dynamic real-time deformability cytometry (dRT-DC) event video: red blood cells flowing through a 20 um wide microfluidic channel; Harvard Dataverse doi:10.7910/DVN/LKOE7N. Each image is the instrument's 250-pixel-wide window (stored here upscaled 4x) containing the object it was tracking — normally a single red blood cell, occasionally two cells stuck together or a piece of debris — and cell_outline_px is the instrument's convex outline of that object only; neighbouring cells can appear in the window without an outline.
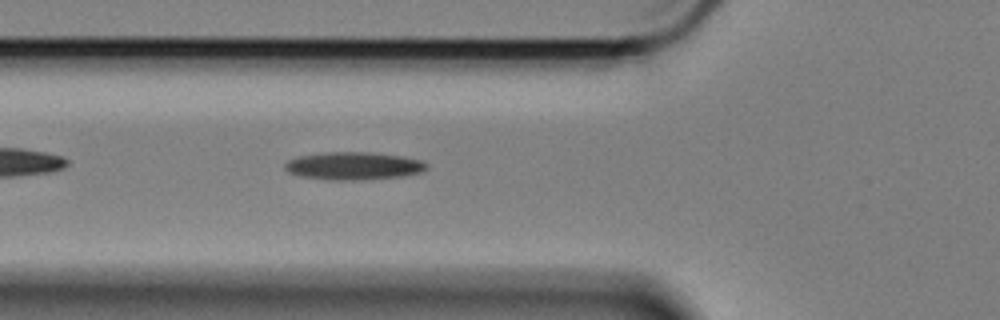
{"species": "Egyptian fruit bat (a non-hibernating species)", "species_latin": "Rousettus aegyptiacus", "temperature_condition": "cold", "stored_images_in_passage": 39, "camera_frame_rate_fps": 3000, "um_per_image_px": 0.085, "animal": {"sex": "female"}, "frame": {"image": 1, "passage_image": 6, "time_ms": 1.667, "image_size_px": [1000, 320], "cell_outline_px": [[428, 168], [420, 172], [404, 176], [360, 180], [328, 180], [300, 176], [288, 172], [284, 168], [284, 164], [288, 160], [296, 156], [324, 152], [368, 152], [400, 156], [420, 160], [428, 164]], "centroid_in_image_um": [30.01, 14.1], "position_along_channel_um": 95.8, "area_um2": 23.06}}
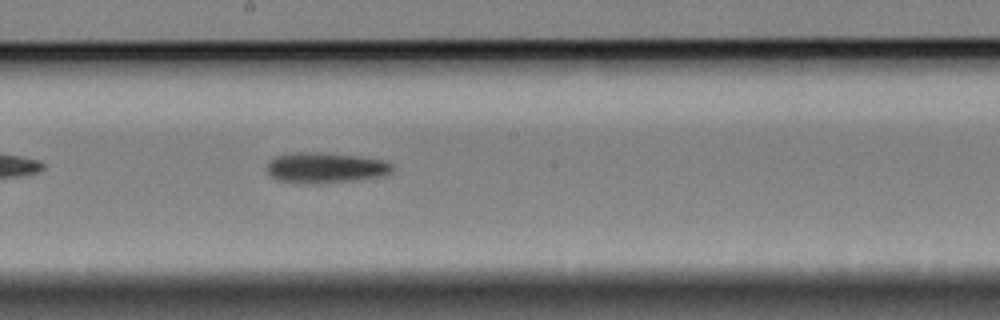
{"frame": {"image": 2, "passage_image": 17, "time_ms": 5.333, "image_size_px": [1000, 320], "cell_outline_px": [[396, 168], [392, 172], [384, 176], [360, 180], [320, 184], [304, 184], [276, 180], [268, 172], [268, 164], [276, 156], [292, 152], [320, 152], [360, 156], [384, 160], [392, 164]], "centroid_in_image_um": [27.73, 14.27], "position_along_channel_um": 220.5, "area_um2": 22.83}}
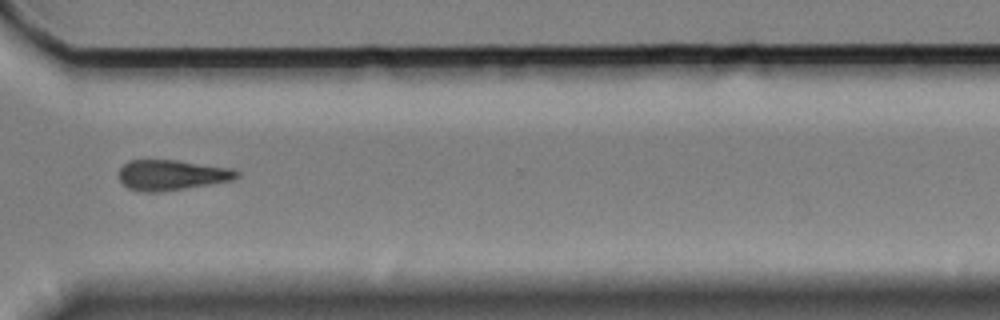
{"frame": {"image": 3, "passage_image": 29, "time_ms": 9.333, "image_size_px": [1000, 320], "cell_outline_px": [[240, 176], [232, 180], [160, 192], [144, 192], [128, 188], [120, 180], [120, 168], [128, 160], [176, 160], [232, 168], [240, 172]], "centroid_in_image_um": [14.61, 14.87], "position_along_channel_um": 356.0, "area_um2": 20.69}, "authors_computed_cell_mechanics": {"area_um2": 21.5016, "velocity_mm_per_s": 3.3895, "shape_relaxation_time_tau1_ms": 8.4112, "shape_relaxation_time_tau2_ms": null, "deformation_change_tau1": 0.1395, "deformation_change_tau2": null}}